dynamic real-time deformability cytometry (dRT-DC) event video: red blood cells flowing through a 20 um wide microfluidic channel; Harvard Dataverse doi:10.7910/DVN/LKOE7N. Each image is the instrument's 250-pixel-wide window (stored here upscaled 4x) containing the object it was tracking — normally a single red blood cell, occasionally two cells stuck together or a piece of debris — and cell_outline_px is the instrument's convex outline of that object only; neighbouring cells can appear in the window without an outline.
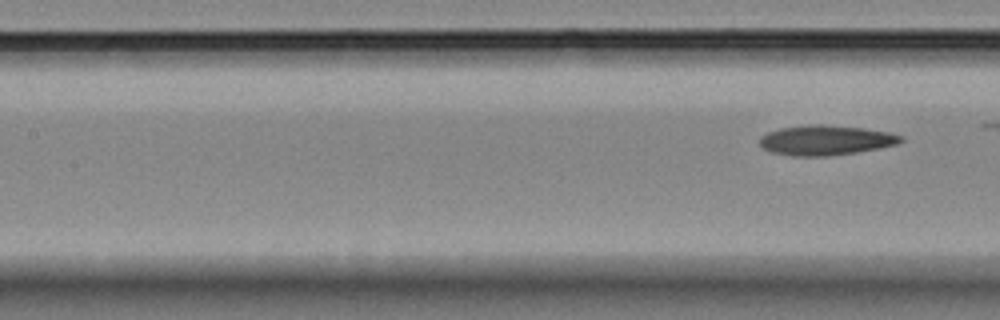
{"species": "Egyptian fruit bat (a non-hibernating species)", "species_latin": "Rousettus aegyptiacus", "temperature_condition": "room temperature", "stored_images_in_passage": 8, "segment_of_instrument_passage": [2, 2], "camera_frame_rate_fps": 3000, "um_per_image_px": 0.085, "animal": {"sex": "female"}, "frame": {"image": 1, "passage_image": 8, "time_ms": 9.0, "image_size_px": [1000, 320], "cell_outline_px": [[904, 140], [900, 144], [880, 148], [832, 156], [792, 156], [772, 152], [760, 148], [760, 136], [768, 132], [780, 128], [812, 124], [824, 124], [864, 128], [888, 132], [904, 136]], "centroid_in_image_um": [70.21, 11.92], "position_along_channel_um": 137.2, "area_um2": 24.91}}